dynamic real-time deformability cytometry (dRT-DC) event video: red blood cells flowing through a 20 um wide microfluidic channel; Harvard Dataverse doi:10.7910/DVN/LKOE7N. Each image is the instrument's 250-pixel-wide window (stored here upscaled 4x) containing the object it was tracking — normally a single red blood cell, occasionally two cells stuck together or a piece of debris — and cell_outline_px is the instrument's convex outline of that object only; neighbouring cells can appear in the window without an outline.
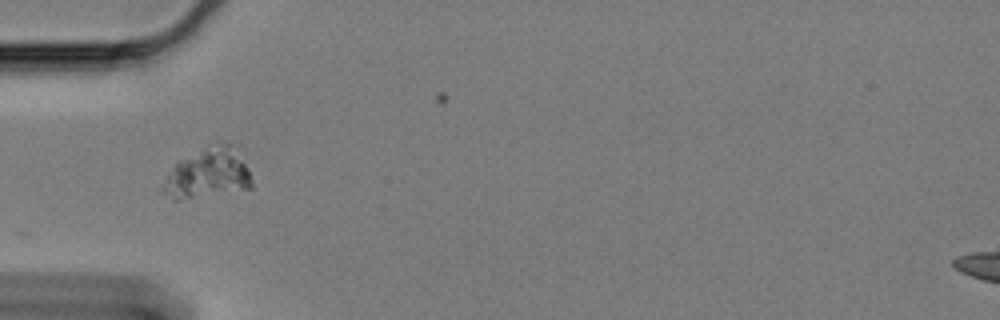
{"species": "Egyptian fruit bat (a non-hibernating species)", "species_latin": "Rousettus aegyptiacus", "temperature_condition": "cold", "stored_images_in_passage": 34, "camera_frame_rate_fps": 3000, "um_per_image_px": 0.085, "animal": {"sex": "female"}, "frame": {"image": 1, "passage_image": 1, "time_ms": 0.0, "image_size_px": [1000, 320], "cell_outline_px": [[252, 188], [176, 200], [160, 192], [156, 188], [176, 160], [208, 144], [232, 144], [248, 168], [252, 180]], "centroid_in_image_um": [17.55, 14.73], "position_along_channel_um": 67.4, "area_um2": 26.36}}
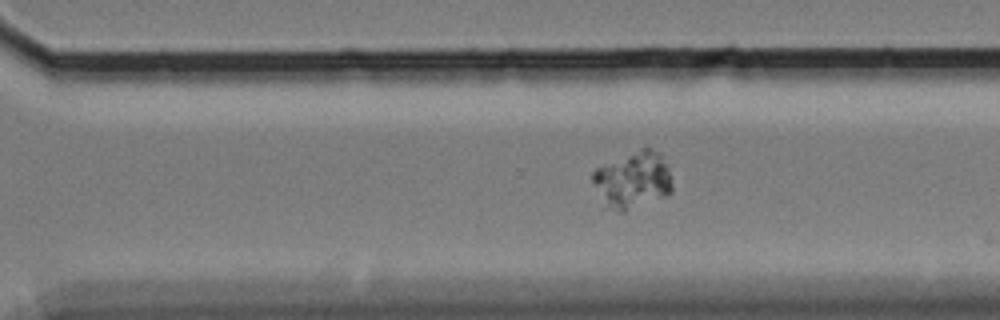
{"frame": {"image": 2, "passage_image": 24, "time_ms": 7.667, "image_size_px": [1000, 320], "cell_outline_px": [[672, 192], [664, 196], [624, 212], [620, 212], [608, 208], [592, 180], [592, 172], [596, 168], [604, 164], [640, 148], [652, 148], [660, 152], [664, 156], [668, 168], [672, 184]], "centroid_in_image_um": [53.82, 15.27], "position_along_channel_um": 316.8, "area_um2": 26.13}}